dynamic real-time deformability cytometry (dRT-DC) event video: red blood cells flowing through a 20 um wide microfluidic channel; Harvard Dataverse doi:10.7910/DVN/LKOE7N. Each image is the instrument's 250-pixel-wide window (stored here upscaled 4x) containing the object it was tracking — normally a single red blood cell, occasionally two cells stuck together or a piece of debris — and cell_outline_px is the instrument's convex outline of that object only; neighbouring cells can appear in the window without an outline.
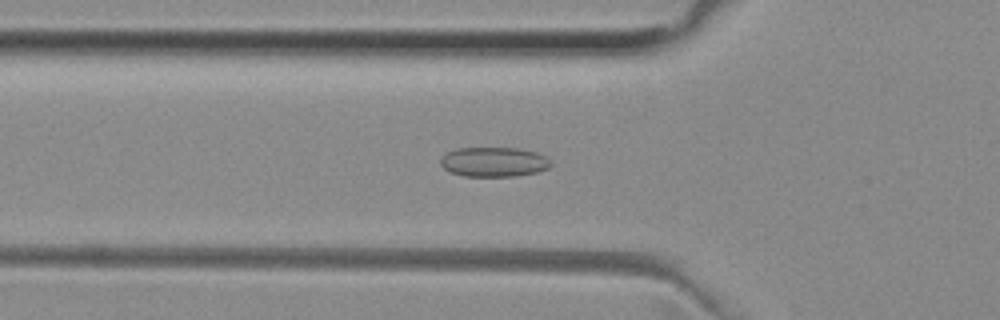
{"species": "common noctule bat (a hibernating species)", "species_latin": "Nyctalus noctula", "temperature_condition": "room temperature", "stored_images_in_passage": 4, "camera_frame_rate_fps": 3000, "um_per_image_px": 0.085, "animal": {"sex": "female", "body_mass_g": 29.2, "forearm_length_mm": 56.3}, "frame": {"image": 1, "passage_image": 4, "time_ms": 1.0, "image_size_px": [1000, 320], "cell_outline_px": [[552, 164], [548, 168], [536, 172], [516, 176], [464, 176], [452, 172], [444, 168], [440, 164], [440, 160], [448, 152], [456, 148], [520, 148], [536, 152], [552, 160]], "centroid_in_image_um": [42.01, 13.76], "position_along_channel_um": 83.8, "area_um2": 19.02}}